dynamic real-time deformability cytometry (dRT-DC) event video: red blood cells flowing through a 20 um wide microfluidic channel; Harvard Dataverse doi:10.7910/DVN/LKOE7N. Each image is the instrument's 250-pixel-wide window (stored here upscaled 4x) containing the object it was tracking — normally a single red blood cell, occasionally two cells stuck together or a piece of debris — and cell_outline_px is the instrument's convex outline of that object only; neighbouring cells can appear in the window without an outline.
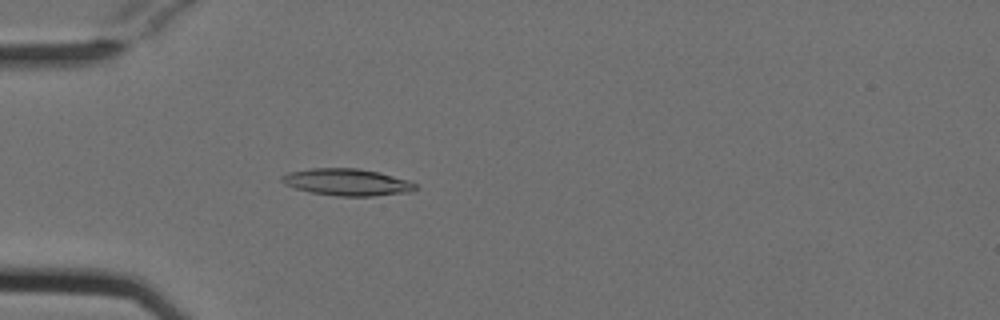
{"species": "Egyptian fruit bat (a non-hibernating species)", "species_latin": "Rousettus aegyptiacus", "temperature_condition": "cold", "stored_images_in_passage": 51, "camera_frame_rate_fps": 3000, "um_per_image_px": 0.085, "animal": {"sex": "female"}, "frame": {"image": 1, "passage_image": 13, "time_ms": 4.0, "image_size_px": [1000, 320], "cell_outline_px": [[416, 188], [412, 192], [372, 196], [336, 196], [308, 192], [284, 184], [280, 180], [280, 176], [288, 172], [312, 168], [360, 168], [380, 172], [408, 180], [416, 184]], "centroid_in_image_um": [29.48, 15.48], "position_along_channel_um": 55.5, "area_um2": 21.15}}
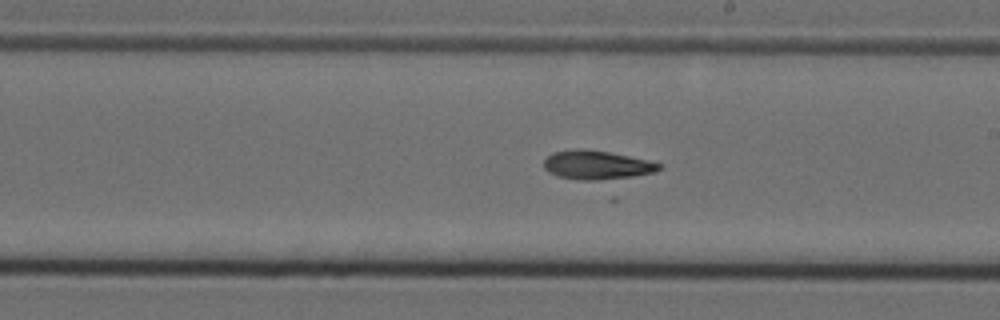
{"frame": {"image": 2, "passage_image": 28, "time_ms": 9.0, "image_size_px": [1000, 320], "cell_outline_px": [[660, 168], [656, 172], [612, 180], [580, 180], [556, 176], [548, 172], [544, 168], [544, 160], [552, 152], [576, 148], [580, 148], [608, 152], [648, 160], [660, 164]], "centroid_in_image_um": [50.69, 14.03], "position_along_channel_um": 238.3, "area_um2": 19.54}}
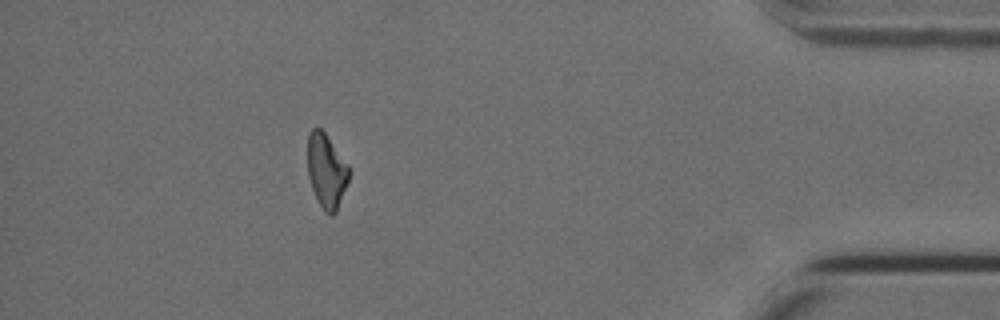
{"frame": {"image": 3, "passage_image": 45, "time_ms": 14.667, "image_size_px": [1000, 320], "cell_outline_px": [[348, 180], [336, 212], [332, 216], [324, 212], [316, 200], [308, 176], [308, 132], [312, 128], [320, 128], [324, 132], [348, 164]], "centroid_in_image_um": [27.72, 14.54], "position_along_channel_um": 407.5, "area_um2": 17.74}, "authors_computed_cell_mechanics": {"area_um2": 19.1896, "velocity_mm_per_s": 3.8132, "shape_relaxation_time_tau1_ms": 4.1014, "shape_relaxation_time_tau2_ms": null, "deformation_change_tau1": 0.1404, "deformation_change_tau2": null}}